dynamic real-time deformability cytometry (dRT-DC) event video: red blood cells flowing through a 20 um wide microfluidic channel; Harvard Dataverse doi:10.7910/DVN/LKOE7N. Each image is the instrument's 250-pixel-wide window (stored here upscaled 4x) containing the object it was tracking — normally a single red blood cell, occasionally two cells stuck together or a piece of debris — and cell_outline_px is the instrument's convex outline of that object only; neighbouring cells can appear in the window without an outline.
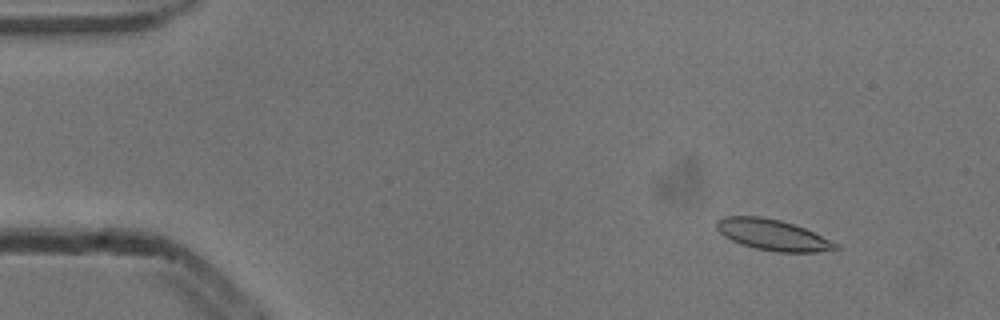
{"species": "common noctule bat (a hibernating species)", "species_latin": "Nyctalus noctula", "temperature_condition": "cold", "stored_images_in_passage": 4, "camera_frame_rate_fps": 3000, "um_per_image_px": 0.085, "animal": {"sex": "male", "body_mass_g": 13.3}, "frame": {"image": 1, "passage_image": 2, "time_ms": 0.333, "image_size_px": [1000, 320], "cell_outline_px": [[840, 248], [816, 252], [776, 252], [756, 248], [740, 244], [724, 236], [716, 228], [716, 220], [724, 216], [760, 216], [780, 220], [804, 228], [840, 244]], "centroid_in_image_um": [65.67, 19.96], "position_along_channel_um": 19.3, "area_um2": 21.39}}
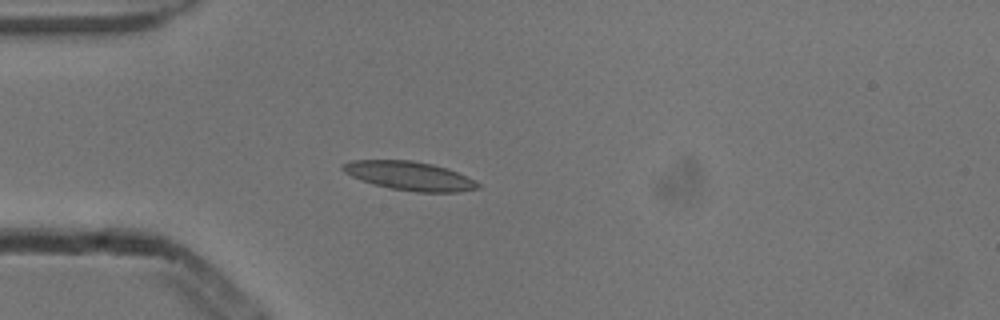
{"frame": {"image": 2, "passage_image": 4, "time_ms": 1.0, "image_size_px": [1000, 320], "cell_outline_px": [[480, 188], [456, 192], [416, 192], [388, 188], [372, 184], [360, 180], [344, 172], [340, 168], [344, 164], [352, 160], [412, 160], [432, 164], [448, 168], [480, 184]], "centroid_in_image_um": [34.77, 14.95], "position_along_channel_um": 50.2, "area_um2": 22.6}}